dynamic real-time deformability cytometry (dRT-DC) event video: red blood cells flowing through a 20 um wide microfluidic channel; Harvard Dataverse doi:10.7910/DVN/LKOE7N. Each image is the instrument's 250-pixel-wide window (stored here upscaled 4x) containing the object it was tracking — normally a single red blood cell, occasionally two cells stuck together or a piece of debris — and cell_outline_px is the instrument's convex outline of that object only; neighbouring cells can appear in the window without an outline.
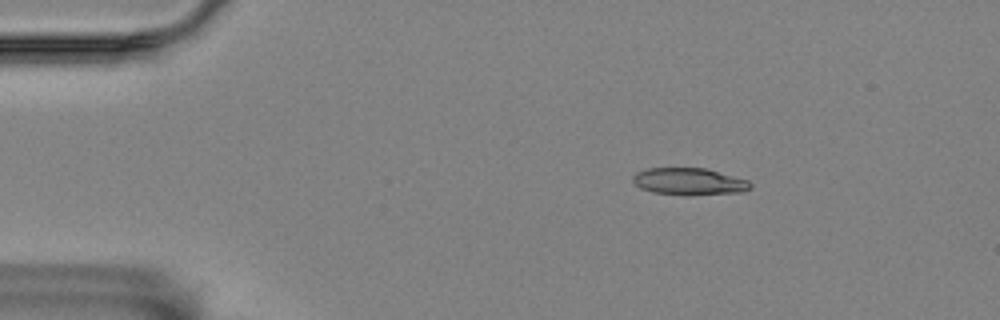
{"species": "Egyptian fruit bat (a non-hibernating species)", "species_latin": "Rousettus aegyptiacus", "temperature_condition": "room temperature", "stored_images_in_passage": 3, "camera_frame_rate_fps": 3000, "um_per_image_px": 0.085, "animal": {"sex": "female"}, "frame": {"image": 1, "passage_image": 1, "time_ms": 0.0, "image_size_px": [1000, 320], "cell_outline_px": [[752, 188], [740, 192], [688, 196], [684, 196], [652, 192], [640, 188], [632, 180], [632, 176], [636, 172], [648, 168], [708, 168], [748, 180], [752, 184]], "centroid_in_image_um": [58.58, 15.43], "position_along_channel_um": 26.4, "area_um2": 18.84}}